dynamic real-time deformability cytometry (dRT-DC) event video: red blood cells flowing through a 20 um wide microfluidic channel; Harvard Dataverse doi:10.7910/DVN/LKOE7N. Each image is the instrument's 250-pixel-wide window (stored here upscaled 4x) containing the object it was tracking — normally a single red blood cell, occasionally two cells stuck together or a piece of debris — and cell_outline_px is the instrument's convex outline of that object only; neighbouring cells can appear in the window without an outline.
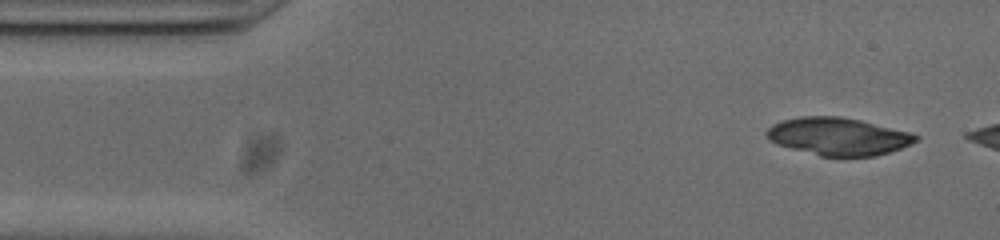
{"species": "common noctule bat (a hibernating species)", "species_latin": "Nyctalus noctula", "temperature_condition": "cold", "stored_images_in_passage": 8, "camera_frame_rate_fps": 3000, "um_per_image_px": 0.085, "animal": {"sex": "male", "body_mass_g": 20.0, "forearm_length_mm": 53.3}, "frame": {"image": 1, "passage_image": 3, "time_ms": 0.667, "image_size_px": [1000, 240], "cell_outline_px": [[920, 140], [912, 144], [876, 156], [820, 156], [776, 144], [768, 140], [764, 136], [764, 132], [772, 124], [784, 120], [800, 116], [840, 116], [860, 120], [912, 132], [920, 136]], "centroid_in_image_um": [71.25, 11.59], "position_along_channel_um": 13.8, "area_um2": 32.95}}